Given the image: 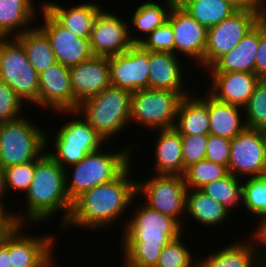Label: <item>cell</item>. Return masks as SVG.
I'll return each mask as SVG.
<instances>
[{
	"instance_id": "obj_1",
	"label": "cell",
	"mask_w": 266,
	"mask_h": 267,
	"mask_svg": "<svg viewBox=\"0 0 266 267\" xmlns=\"http://www.w3.org/2000/svg\"><path fill=\"white\" fill-rule=\"evenodd\" d=\"M134 208L122 230L123 267H155L162 249L183 235L184 226L171 216L153 210L144 203ZM123 252V253H122Z\"/></svg>"
},
{
	"instance_id": "obj_2",
	"label": "cell",
	"mask_w": 266,
	"mask_h": 267,
	"mask_svg": "<svg viewBox=\"0 0 266 267\" xmlns=\"http://www.w3.org/2000/svg\"><path fill=\"white\" fill-rule=\"evenodd\" d=\"M131 168L129 165L117 178L79 196L73 202L71 215L63 230L71 226L105 230L119 221L120 215L125 214L137 197V180L129 176Z\"/></svg>"
},
{
	"instance_id": "obj_3",
	"label": "cell",
	"mask_w": 266,
	"mask_h": 267,
	"mask_svg": "<svg viewBox=\"0 0 266 267\" xmlns=\"http://www.w3.org/2000/svg\"><path fill=\"white\" fill-rule=\"evenodd\" d=\"M26 200L25 214L21 211L10 212L13 224H40L51 219L56 212H62L59 223L61 229L69 220L73 203L70 201L65 187V169H63L47 152L35 160L34 177ZM27 208V209H26ZM62 210V211H61Z\"/></svg>"
},
{
	"instance_id": "obj_4",
	"label": "cell",
	"mask_w": 266,
	"mask_h": 267,
	"mask_svg": "<svg viewBox=\"0 0 266 267\" xmlns=\"http://www.w3.org/2000/svg\"><path fill=\"white\" fill-rule=\"evenodd\" d=\"M122 149L120 151L117 150V152H105L103 149L97 150L87 154L78 164L65 169L66 192L72 203L84 192L100 184L112 181L129 165L132 166L131 154L133 147ZM68 169L72 171L69 176Z\"/></svg>"
},
{
	"instance_id": "obj_5",
	"label": "cell",
	"mask_w": 266,
	"mask_h": 267,
	"mask_svg": "<svg viewBox=\"0 0 266 267\" xmlns=\"http://www.w3.org/2000/svg\"><path fill=\"white\" fill-rule=\"evenodd\" d=\"M131 95L130 91L110 86L82 101L77 110L107 144L108 139L130 125Z\"/></svg>"
},
{
	"instance_id": "obj_6",
	"label": "cell",
	"mask_w": 266,
	"mask_h": 267,
	"mask_svg": "<svg viewBox=\"0 0 266 267\" xmlns=\"http://www.w3.org/2000/svg\"><path fill=\"white\" fill-rule=\"evenodd\" d=\"M24 117L0 124V166L4 169L37 160L49 145L50 135Z\"/></svg>"
},
{
	"instance_id": "obj_7",
	"label": "cell",
	"mask_w": 266,
	"mask_h": 267,
	"mask_svg": "<svg viewBox=\"0 0 266 267\" xmlns=\"http://www.w3.org/2000/svg\"><path fill=\"white\" fill-rule=\"evenodd\" d=\"M59 114L77 116L76 119L67 120L54 136V149L46 152L63 168L78 164L87 154L105 147V139L94 130L78 110L57 111ZM80 117V118H79ZM102 146V147H101Z\"/></svg>"
},
{
	"instance_id": "obj_8",
	"label": "cell",
	"mask_w": 266,
	"mask_h": 267,
	"mask_svg": "<svg viewBox=\"0 0 266 267\" xmlns=\"http://www.w3.org/2000/svg\"><path fill=\"white\" fill-rule=\"evenodd\" d=\"M0 82L9 85L23 103L38 106L39 73L14 37L0 38Z\"/></svg>"
},
{
	"instance_id": "obj_9",
	"label": "cell",
	"mask_w": 266,
	"mask_h": 267,
	"mask_svg": "<svg viewBox=\"0 0 266 267\" xmlns=\"http://www.w3.org/2000/svg\"><path fill=\"white\" fill-rule=\"evenodd\" d=\"M183 97L169 90L144 89L131 95V122L151 131L174 128Z\"/></svg>"
},
{
	"instance_id": "obj_10",
	"label": "cell",
	"mask_w": 266,
	"mask_h": 267,
	"mask_svg": "<svg viewBox=\"0 0 266 267\" xmlns=\"http://www.w3.org/2000/svg\"><path fill=\"white\" fill-rule=\"evenodd\" d=\"M187 192L183 175L155 174L148 181L137 179V197L145 196V205L173 217L182 226L184 222L180 216L186 213Z\"/></svg>"
},
{
	"instance_id": "obj_11",
	"label": "cell",
	"mask_w": 266,
	"mask_h": 267,
	"mask_svg": "<svg viewBox=\"0 0 266 267\" xmlns=\"http://www.w3.org/2000/svg\"><path fill=\"white\" fill-rule=\"evenodd\" d=\"M257 24V13L238 10L219 24L208 28L204 53L205 70L231 51Z\"/></svg>"
},
{
	"instance_id": "obj_12",
	"label": "cell",
	"mask_w": 266,
	"mask_h": 267,
	"mask_svg": "<svg viewBox=\"0 0 266 267\" xmlns=\"http://www.w3.org/2000/svg\"><path fill=\"white\" fill-rule=\"evenodd\" d=\"M26 227L22 224L9 225L11 267H52L56 263L53 256L56 242L54 234L32 236L23 231Z\"/></svg>"
},
{
	"instance_id": "obj_13",
	"label": "cell",
	"mask_w": 266,
	"mask_h": 267,
	"mask_svg": "<svg viewBox=\"0 0 266 267\" xmlns=\"http://www.w3.org/2000/svg\"><path fill=\"white\" fill-rule=\"evenodd\" d=\"M101 7L89 38L93 56L111 57L126 52L132 45L127 21Z\"/></svg>"
},
{
	"instance_id": "obj_14",
	"label": "cell",
	"mask_w": 266,
	"mask_h": 267,
	"mask_svg": "<svg viewBox=\"0 0 266 267\" xmlns=\"http://www.w3.org/2000/svg\"><path fill=\"white\" fill-rule=\"evenodd\" d=\"M261 129L246 128L231 140L228 172L236 177L266 175V158Z\"/></svg>"
},
{
	"instance_id": "obj_15",
	"label": "cell",
	"mask_w": 266,
	"mask_h": 267,
	"mask_svg": "<svg viewBox=\"0 0 266 267\" xmlns=\"http://www.w3.org/2000/svg\"><path fill=\"white\" fill-rule=\"evenodd\" d=\"M111 86L130 91L149 89V51L133 44L126 52L109 57Z\"/></svg>"
},
{
	"instance_id": "obj_16",
	"label": "cell",
	"mask_w": 266,
	"mask_h": 267,
	"mask_svg": "<svg viewBox=\"0 0 266 267\" xmlns=\"http://www.w3.org/2000/svg\"><path fill=\"white\" fill-rule=\"evenodd\" d=\"M167 20L174 33V54L188 56L204 69V53L207 43V28L196 21L180 5H173ZM179 53V54H177Z\"/></svg>"
},
{
	"instance_id": "obj_17",
	"label": "cell",
	"mask_w": 266,
	"mask_h": 267,
	"mask_svg": "<svg viewBox=\"0 0 266 267\" xmlns=\"http://www.w3.org/2000/svg\"><path fill=\"white\" fill-rule=\"evenodd\" d=\"M40 8L43 24L37 27L47 36L58 63L71 67L93 57L89 39L74 35L60 25L43 7Z\"/></svg>"
},
{
	"instance_id": "obj_18",
	"label": "cell",
	"mask_w": 266,
	"mask_h": 267,
	"mask_svg": "<svg viewBox=\"0 0 266 267\" xmlns=\"http://www.w3.org/2000/svg\"><path fill=\"white\" fill-rule=\"evenodd\" d=\"M38 106L44 110L52 109L53 112L74 110L68 66L57 62L39 73Z\"/></svg>"
},
{
	"instance_id": "obj_19",
	"label": "cell",
	"mask_w": 266,
	"mask_h": 267,
	"mask_svg": "<svg viewBox=\"0 0 266 267\" xmlns=\"http://www.w3.org/2000/svg\"><path fill=\"white\" fill-rule=\"evenodd\" d=\"M74 94V110L79 104L111 86L109 57L93 56L88 61L69 67Z\"/></svg>"
},
{
	"instance_id": "obj_20",
	"label": "cell",
	"mask_w": 266,
	"mask_h": 267,
	"mask_svg": "<svg viewBox=\"0 0 266 267\" xmlns=\"http://www.w3.org/2000/svg\"><path fill=\"white\" fill-rule=\"evenodd\" d=\"M211 88L207 92L216 100L244 107L260 81L255 73L249 72H209Z\"/></svg>"
},
{
	"instance_id": "obj_21",
	"label": "cell",
	"mask_w": 266,
	"mask_h": 267,
	"mask_svg": "<svg viewBox=\"0 0 266 267\" xmlns=\"http://www.w3.org/2000/svg\"><path fill=\"white\" fill-rule=\"evenodd\" d=\"M179 58L170 52L149 51V89L175 91L182 97L192 93L185 90Z\"/></svg>"
},
{
	"instance_id": "obj_22",
	"label": "cell",
	"mask_w": 266,
	"mask_h": 267,
	"mask_svg": "<svg viewBox=\"0 0 266 267\" xmlns=\"http://www.w3.org/2000/svg\"><path fill=\"white\" fill-rule=\"evenodd\" d=\"M248 239L220 248L202 259L199 257L197 267H263L256 237L251 234Z\"/></svg>"
},
{
	"instance_id": "obj_23",
	"label": "cell",
	"mask_w": 266,
	"mask_h": 267,
	"mask_svg": "<svg viewBox=\"0 0 266 267\" xmlns=\"http://www.w3.org/2000/svg\"><path fill=\"white\" fill-rule=\"evenodd\" d=\"M101 4L88 1L86 3L73 5L65 8L54 1L42 3V7L64 28L71 31L74 35L89 39L92 25Z\"/></svg>"
},
{
	"instance_id": "obj_24",
	"label": "cell",
	"mask_w": 266,
	"mask_h": 267,
	"mask_svg": "<svg viewBox=\"0 0 266 267\" xmlns=\"http://www.w3.org/2000/svg\"><path fill=\"white\" fill-rule=\"evenodd\" d=\"M205 93L202 97L192 93L181 100L174 125L180 135H209L208 92Z\"/></svg>"
},
{
	"instance_id": "obj_25",
	"label": "cell",
	"mask_w": 266,
	"mask_h": 267,
	"mask_svg": "<svg viewBox=\"0 0 266 267\" xmlns=\"http://www.w3.org/2000/svg\"><path fill=\"white\" fill-rule=\"evenodd\" d=\"M155 167L157 175H183L182 138L175 128L156 130Z\"/></svg>"
},
{
	"instance_id": "obj_26",
	"label": "cell",
	"mask_w": 266,
	"mask_h": 267,
	"mask_svg": "<svg viewBox=\"0 0 266 267\" xmlns=\"http://www.w3.org/2000/svg\"><path fill=\"white\" fill-rule=\"evenodd\" d=\"M259 47V24L250 30L227 54L223 55L207 72L254 73L256 53Z\"/></svg>"
},
{
	"instance_id": "obj_27",
	"label": "cell",
	"mask_w": 266,
	"mask_h": 267,
	"mask_svg": "<svg viewBox=\"0 0 266 267\" xmlns=\"http://www.w3.org/2000/svg\"><path fill=\"white\" fill-rule=\"evenodd\" d=\"M243 108L216 100L208 93L209 134L232 140L247 127ZM242 118L244 120H242Z\"/></svg>"
},
{
	"instance_id": "obj_28",
	"label": "cell",
	"mask_w": 266,
	"mask_h": 267,
	"mask_svg": "<svg viewBox=\"0 0 266 267\" xmlns=\"http://www.w3.org/2000/svg\"><path fill=\"white\" fill-rule=\"evenodd\" d=\"M35 5L33 0H0V38L16 37L32 29L38 14Z\"/></svg>"
},
{
	"instance_id": "obj_29",
	"label": "cell",
	"mask_w": 266,
	"mask_h": 267,
	"mask_svg": "<svg viewBox=\"0 0 266 267\" xmlns=\"http://www.w3.org/2000/svg\"><path fill=\"white\" fill-rule=\"evenodd\" d=\"M230 210L213 200L200 189H188L186 216L189 214L197 223L205 227H217L230 216Z\"/></svg>"
},
{
	"instance_id": "obj_30",
	"label": "cell",
	"mask_w": 266,
	"mask_h": 267,
	"mask_svg": "<svg viewBox=\"0 0 266 267\" xmlns=\"http://www.w3.org/2000/svg\"><path fill=\"white\" fill-rule=\"evenodd\" d=\"M162 4L164 5L156 1H146L135 9L131 17V26L134 25L135 27L134 34L143 33V36H134L133 31L129 32L133 44H139L151 32L167 21L173 4L169 0H163Z\"/></svg>"
},
{
	"instance_id": "obj_31",
	"label": "cell",
	"mask_w": 266,
	"mask_h": 267,
	"mask_svg": "<svg viewBox=\"0 0 266 267\" xmlns=\"http://www.w3.org/2000/svg\"><path fill=\"white\" fill-rule=\"evenodd\" d=\"M14 38L23 46L28 61L38 73L57 63L47 36L37 26Z\"/></svg>"
},
{
	"instance_id": "obj_32",
	"label": "cell",
	"mask_w": 266,
	"mask_h": 267,
	"mask_svg": "<svg viewBox=\"0 0 266 267\" xmlns=\"http://www.w3.org/2000/svg\"><path fill=\"white\" fill-rule=\"evenodd\" d=\"M180 6L207 29L238 11L226 0H185Z\"/></svg>"
},
{
	"instance_id": "obj_33",
	"label": "cell",
	"mask_w": 266,
	"mask_h": 267,
	"mask_svg": "<svg viewBox=\"0 0 266 267\" xmlns=\"http://www.w3.org/2000/svg\"><path fill=\"white\" fill-rule=\"evenodd\" d=\"M239 179L241 178L228 173L222 179L209 182L200 190L232 211L242 204L243 182Z\"/></svg>"
},
{
	"instance_id": "obj_34",
	"label": "cell",
	"mask_w": 266,
	"mask_h": 267,
	"mask_svg": "<svg viewBox=\"0 0 266 267\" xmlns=\"http://www.w3.org/2000/svg\"><path fill=\"white\" fill-rule=\"evenodd\" d=\"M242 205L256 216L259 223L256 228L266 221V175L248 177L243 181Z\"/></svg>"
},
{
	"instance_id": "obj_35",
	"label": "cell",
	"mask_w": 266,
	"mask_h": 267,
	"mask_svg": "<svg viewBox=\"0 0 266 267\" xmlns=\"http://www.w3.org/2000/svg\"><path fill=\"white\" fill-rule=\"evenodd\" d=\"M228 173L225 166L204 159L185 168L183 178L187 189H201L209 182L222 179Z\"/></svg>"
},
{
	"instance_id": "obj_36",
	"label": "cell",
	"mask_w": 266,
	"mask_h": 267,
	"mask_svg": "<svg viewBox=\"0 0 266 267\" xmlns=\"http://www.w3.org/2000/svg\"><path fill=\"white\" fill-rule=\"evenodd\" d=\"M243 111L247 128L266 129V81L257 83Z\"/></svg>"
},
{
	"instance_id": "obj_37",
	"label": "cell",
	"mask_w": 266,
	"mask_h": 267,
	"mask_svg": "<svg viewBox=\"0 0 266 267\" xmlns=\"http://www.w3.org/2000/svg\"><path fill=\"white\" fill-rule=\"evenodd\" d=\"M182 235L171 240L161 252L155 267H197L198 257L192 254L184 244ZM182 241V242H181ZM195 257H193V256Z\"/></svg>"
},
{
	"instance_id": "obj_38",
	"label": "cell",
	"mask_w": 266,
	"mask_h": 267,
	"mask_svg": "<svg viewBox=\"0 0 266 267\" xmlns=\"http://www.w3.org/2000/svg\"><path fill=\"white\" fill-rule=\"evenodd\" d=\"M5 170L6 191H21L26 194L34 177L35 160L9 166ZM9 190V191H8Z\"/></svg>"
},
{
	"instance_id": "obj_39",
	"label": "cell",
	"mask_w": 266,
	"mask_h": 267,
	"mask_svg": "<svg viewBox=\"0 0 266 267\" xmlns=\"http://www.w3.org/2000/svg\"><path fill=\"white\" fill-rule=\"evenodd\" d=\"M139 45L148 51L174 53V33L171 23L167 20L156 28Z\"/></svg>"
},
{
	"instance_id": "obj_40",
	"label": "cell",
	"mask_w": 266,
	"mask_h": 267,
	"mask_svg": "<svg viewBox=\"0 0 266 267\" xmlns=\"http://www.w3.org/2000/svg\"><path fill=\"white\" fill-rule=\"evenodd\" d=\"M23 101L7 84L0 82V124L20 119Z\"/></svg>"
},
{
	"instance_id": "obj_41",
	"label": "cell",
	"mask_w": 266,
	"mask_h": 267,
	"mask_svg": "<svg viewBox=\"0 0 266 267\" xmlns=\"http://www.w3.org/2000/svg\"><path fill=\"white\" fill-rule=\"evenodd\" d=\"M209 135H181L183 174L185 168L205 159Z\"/></svg>"
},
{
	"instance_id": "obj_42",
	"label": "cell",
	"mask_w": 266,
	"mask_h": 267,
	"mask_svg": "<svg viewBox=\"0 0 266 267\" xmlns=\"http://www.w3.org/2000/svg\"><path fill=\"white\" fill-rule=\"evenodd\" d=\"M231 140L209 134L205 159L229 167Z\"/></svg>"
},
{
	"instance_id": "obj_43",
	"label": "cell",
	"mask_w": 266,
	"mask_h": 267,
	"mask_svg": "<svg viewBox=\"0 0 266 267\" xmlns=\"http://www.w3.org/2000/svg\"><path fill=\"white\" fill-rule=\"evenodd\" d=\"M254 73L259 80L266 81V30L259 25V47L256 53Z\"/></svg>"
},
{
	"instance_id": "obj_44",
	"label": "cell",
	"mask_w": 266,
	"mask_h": 267,
	"mask_svg": "<svg viewBox=\"0 0 266 267\" xmlns=\"http://www.w3.org/2000/svg\"><path fill=\"white\" fill-rule=\"evenodd\" d=\"M0 267H11L9 254V226L0 232Z\"/></svg>"
},
{
	"instance_id": "obj_45",
	"label": "cell",
	"mask_w": 266,
	"mask_h": 267,
	"mask_svg": "<svg viewBox=\"0 0 266 267\" xmlns=\"http://www.w3.org/2000/svg\"><path fill=\"white\" fill-rule=\"evenodd\" d=\"M252 234L256 237L260 248V256L263 267H266V221L258 226ZM265 247V248H264ZM264 249V250H263Z\"/></svg>"
},
{
	"instance_id": "obj_46",
	"label": "cell",
	"mask_w": 266,
	"mask_h": 267,
	"mask_svg": "<svg viewBox=\"0 0 266 267\" xmlns=\"http://www.w3.org/2000/svg\"><path fill=\"white\" fill-rule=\"evenodd\" d=\"M232 4L237 10L250 11L258 13L261 0H226Z\"/></svg>"
},
{
	"instance_id": "obj_47",
	"label": "cell",
	"mask_w": 266,
	"mask_h": 267,
	"mask_svg": "<svg viewBox=\"0 0 266 267\" xmlns=\"http://www.w3.org/2000/svg\"><path fill=\"white\" fill-rule=\"evenodd\" d=\"M10 212L6 211L0 205V232L4 231L12 222L10 219Z\"/></svg>"
},
{
	"instance_id": "obj_48",
	"label": "cell",
	"mask_w": 266,
	"mask_h": 267,
	"mask_svg": "<svg viewBox=\"0 0 266 267\" xmlns=\"http://www.w3.org/2000/svg\"><path fill=\"white\" fill-rule=\"evenodd\" d=\"M266 0H261L260 8L257 13L258 24L266 30Z\"/></svg>"
},
{
	"instance_id": "obj_49",
	"label": "cell",
	"mask_w": 266,
	"mask_h": 267,
	"mask_svg": "<svg viewBox=\"0 0 266 267\" xmlns=\"http://www.w3.org/2000/svg\"><path fill=\"white\" fill-rule=\"evenodd\" d=\"M5 193L6 191V180H5V170L3 167L0 166V205L7 211V208H5V204L2 201V198L5 199ZM4 204V205H3Z\"/></svg>"
},
{
	"instance_id": "obj_50",
	"label": "cell",
	"mask_w": 266,
	"mask_h": 267,
	"mask_svg": "<svg viewBox=\"0 0 266 267\" xmlns=\"http://www.w3.org/2000/svg\"><path fill=\"white\" fill-rule=\"evenodd\" d=\"M262 137L264 140L265 158H266V129L262 131Z\"/></svg>"
},
{
	"instance_id": "obj_51",
	"label": "cell",
	"mask_w": 266,
	"mask_h": 267,
	"mask_svg": "<svg viewBox=\"0 0 266 267\" xmlns=\"http://www.w3.org/2000/svg\"><path fill=\"white\" fill-rule=\"evenodd\" d=\"M173 5H180L183 3L185 0H169Z\"/></svg>"
}]
</instances>
